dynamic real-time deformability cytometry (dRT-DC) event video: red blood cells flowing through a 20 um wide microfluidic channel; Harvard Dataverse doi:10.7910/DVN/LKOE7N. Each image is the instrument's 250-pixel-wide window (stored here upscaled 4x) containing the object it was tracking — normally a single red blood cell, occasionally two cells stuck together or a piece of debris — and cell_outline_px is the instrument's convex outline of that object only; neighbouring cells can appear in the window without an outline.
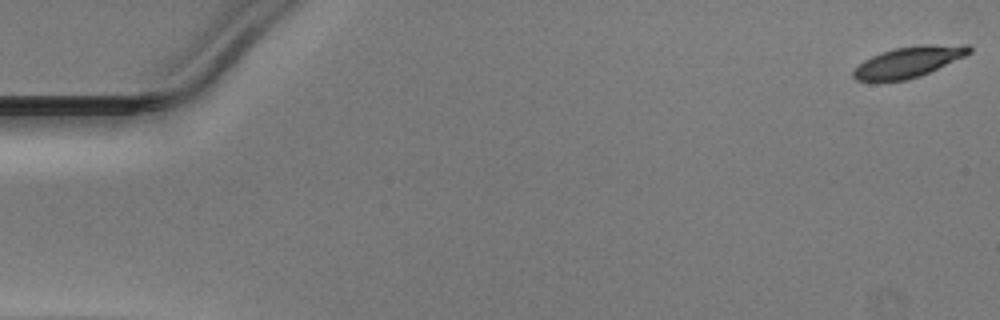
{"species": "Egyptian fruit bat (a non-hibernating species)", "species_latin": "Rousettus aegyptiacus", "temperature_condition": "warm", "stored_images_in_passage": 46, "camera_frame_rate_fps": 3000, "um_per_image_px": 0.085, "animal": {"sex": "male"}, "frame": {"image": 1, "passage_image": 1, "time_ms": 0.0, "image_size_px": [1000, 320], "cell_outline_px": [[972, 52], [964, 56], [920, 76], [904, 80], [856, 80], [852, 76], [852, 72], [864, 60], [880, 52], [896, 48], [920, 44], [968, 44], [972, 48]], "centroid_in_image_um": [77.27, 5.23], "position_along_channel_um": 7.7, "area_um2": 20.58}}
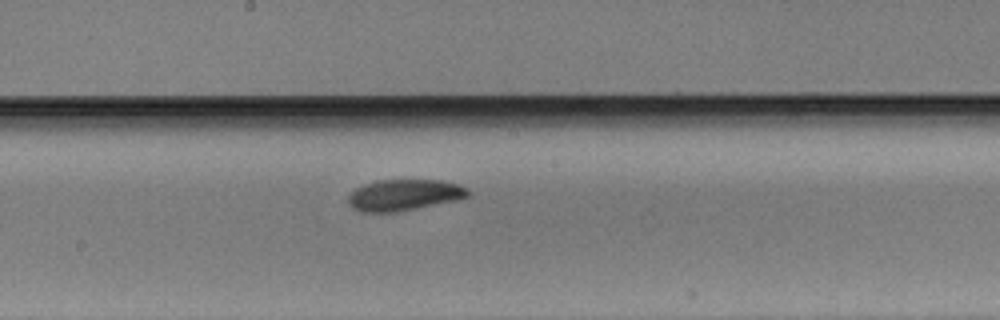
{"frame": {"image": 2, "passage_image": 28, "time_ms": 9.0, "image_size_px": [1000, 320], "cell_outline_px": [[472, 192], [468, 196], [456, 200], [396, 212], [360, 212], [352, 208], [348, 204], [348, 196], [356, 188], [364, 184], [380, 180], [440, 180], [460, 184], [468, 188]], "centroid_in_image_um": [34.36, 16.57], "position_along_channel_um": 213.8, "area_um2": 21.85}}
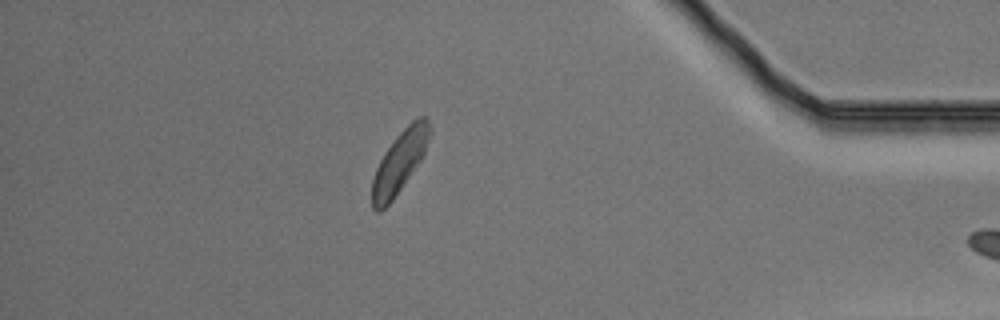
{"frame": {"image": 3, "passage_image": 45, "time_ms": 14.667, "image_size_px": [1000, 320], "cell_outline_px": [[432, 136], [420, 160], [392, 200], [380, 212], [376, 212], [372, 208], [372, 180], [376, 168], [384, 152], [396, 136], [412, 120], [420, 116], [428, 116], [432, 124]], "centroid_in_image_um": [34.0, 13.7], "position_along_channel_um": 401.2, "area_um2": 20.75}}